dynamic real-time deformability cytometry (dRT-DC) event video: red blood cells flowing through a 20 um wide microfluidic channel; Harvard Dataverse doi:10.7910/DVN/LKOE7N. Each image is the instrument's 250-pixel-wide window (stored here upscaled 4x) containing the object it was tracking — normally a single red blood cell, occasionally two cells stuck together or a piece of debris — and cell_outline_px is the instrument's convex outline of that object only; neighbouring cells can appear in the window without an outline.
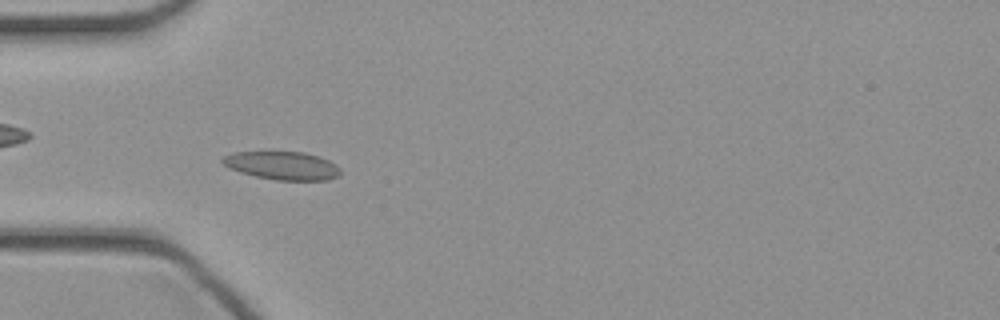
{"species": "common noctule bat (a hibernating species)", "species_latin": "Nyctalus noctula", "temperature_condition": "cold", "stored_images_in_passage": 38, "camera_frame_rate_fps": 3000, "um_per_image_px": 0.085, "animal": {"sex": "female", "body_mass_g": 21.9}, "frame": {"image": 1, "passage_image": 6, "time_ms": 1.667, "image_size_px": [1000, 320], "cell_outline_px": [[340, 176], [328, 180], [276, 180], [256, 176], [240, 172], [228, 168], [220, 160], [224, 156], [236, 152], [304, 152], [328, 160], [336, 164], [340, 168]], "centroid_in_image_um": [24.01, 14.08], "position_along_channel_um": 61.0, "area_um2": 19.31}}
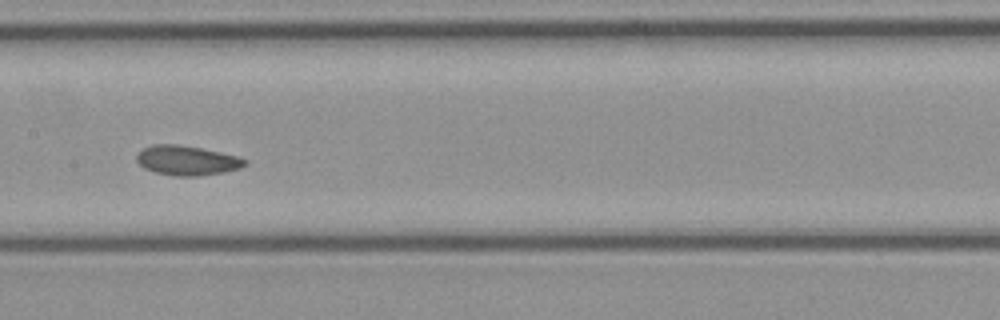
{"frame": {"image": 2, "passage_image": 15, "time_ms": 4.667, "image_size_px": [1000, 320], "cell_outline_px": [[248, 164], [240, 168], [224, 172], [196, 176], [176, 176], [156, 172], [144, 168], [136, 160], [136, 156], [144, 148], [152, 144], [176, 144], [200, 148], [220, 152], [236, 156], [248, 160]], "centroid_in_image_um": [15.9, 13.64], "position_along_channel_um": 191.5, "area_um2": 18.55}}
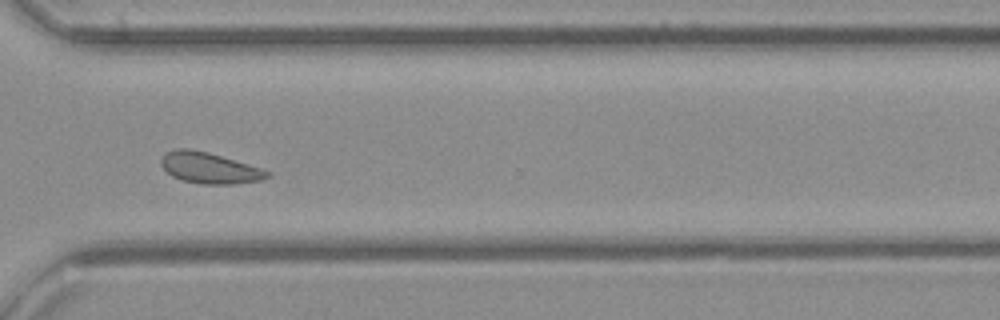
{"frame": {"image": 3, "passage_image": 26, "time_ms": 8.333, "image_size_px": [1000, 320], "cell_outline_px": [[272, 176], [260, 180], [232, 184], [200, 184], [180, 180], [172, 176], [160, 164], [160, 156], [164, 152], [176, 148], [188, 148], [208, 152], [260, 168], [272, 172]], "centroid_in_image_um": [17.76, 14.27], "position_along_channel_um": 352.8, "area_um2": 19.31}}